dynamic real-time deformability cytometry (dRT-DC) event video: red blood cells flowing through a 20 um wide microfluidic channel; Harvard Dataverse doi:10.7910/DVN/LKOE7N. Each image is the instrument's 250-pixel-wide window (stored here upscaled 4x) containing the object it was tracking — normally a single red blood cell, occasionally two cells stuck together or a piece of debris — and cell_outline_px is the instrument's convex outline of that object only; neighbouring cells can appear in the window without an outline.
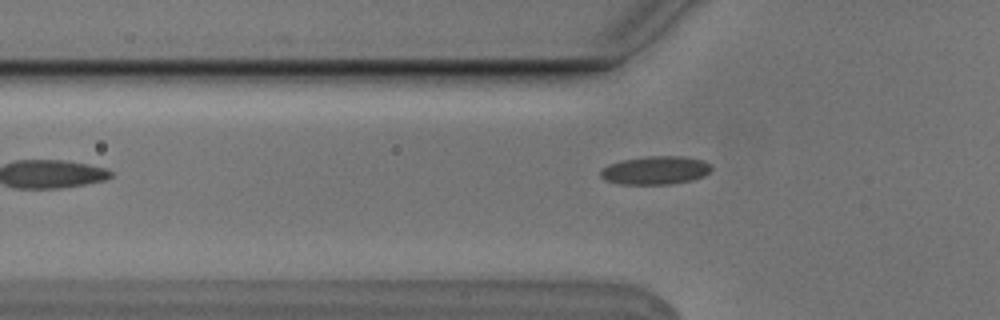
{"species": "Egyptian fruit bat (a non-hibernating species)", "species_latin": "Rousettus aegyptiacus", "temperature_condition": "cold", "stored_images_in_passage": 2, "camera_frame_rate_fps": 3000, "um_per_image_px": 0.085, "animal": {"sex": "male"}, "frame": {"image": 1, "passage_image": 2, "time_ms": 0.333, "image_size_px": [1000, 320], "cell_outline_px": [[712, 168], [704, 176], [692, 180], [668, 184], [616, 184], [604, 180], [600, 176], [600, 172], [608, 164], [620, 160], [648, 156], [680, 156], [704, 160]], "centroid_in_image_um": [55.67, 14.48], "position_along_channel_um": 70.1, "area_um2": 18.32}}